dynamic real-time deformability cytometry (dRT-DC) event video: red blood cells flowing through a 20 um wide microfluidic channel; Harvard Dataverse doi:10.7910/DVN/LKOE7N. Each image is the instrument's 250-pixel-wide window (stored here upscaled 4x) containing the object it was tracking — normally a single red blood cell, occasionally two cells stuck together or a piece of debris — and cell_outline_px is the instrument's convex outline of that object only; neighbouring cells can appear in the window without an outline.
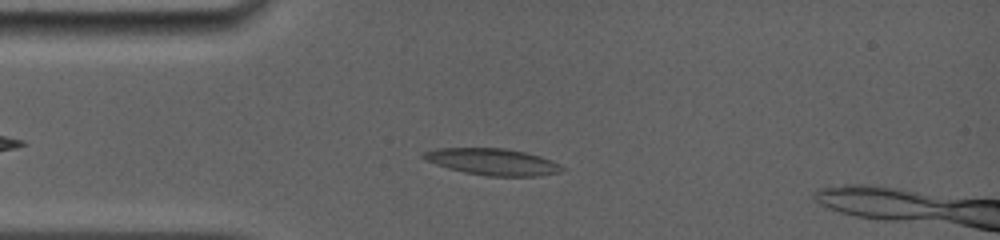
{"species": "common noctule bat (a hibernating species)", "species_latin": "Nyctalus noctula", "temperature_condition": "room temperature", "stored_images_in_passage": 30, "camera_frame_rate_fps": 5000, "um_per_image_px": 0.085, "animal": {"sex": "female", "body_mass_g": 19.0, "forearm_length_mm": 56.7}, "frame": {"image": 1, "passage_image": 7, "time_ms": 2.8, "image_size_px": [1000, 240], "cell_outline_px": [[568, 168], [564, 172], [536, 176], [484, 176], [464, 172], [448, 168], [436, 164], [420, 156], [420, 152], [436, 148], [504, 148], [524, 152], [540, 156], [552, 160]], "centroid_in_image_um": [41.91, 13.75], "position_along_channel_um": 43.1, "area_um2": 21.73}}
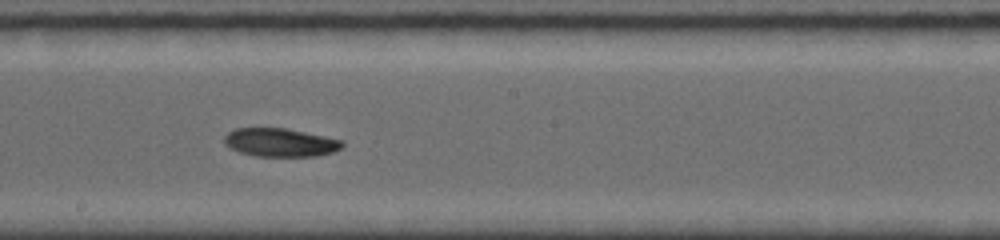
{"frame": {"image": 2, "passage_image": 19, "time_ms": 7.8, "image_size_px": [1000, 240], "cell_outline_px": [[344, 144], [340, 148], [332, 152], [316, 156], [256, 156], [240, 152], [228, 148], [224, 144], [224, 136], [228, 132], [236, 128], [284, 128], [344, 140]], "centroid_in_image_um": [23.79, 12.11], "position_along_channel_um": 224.4, "area_um2": 19.48}}
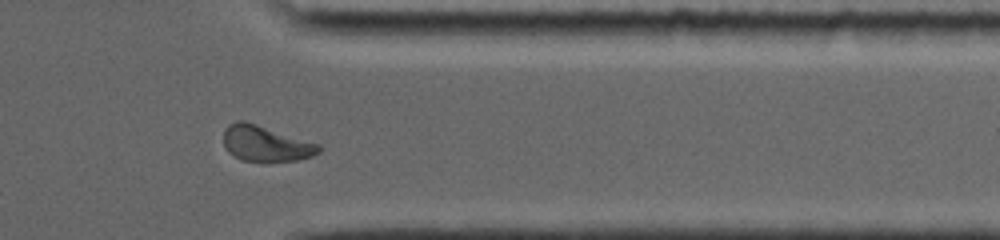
{"frame": {"image": 3, "passage_image": 28, "time_ms": 12.0, "image_size_px": [1000, 240], "cell_outline_px": [[320, 152], [312, 156], [296, 160], [260, 164], [240, 160], [228, 152], [224, 144], [224, 128], [228, 124], [236, 120], [244, 120], [320, 144]], "centroid_in_image_um": [22.56, 12.24], "position_along_channel_um": 388.8, "area_um2": 20.4}, "authors_computed_cell_mechanics": {"area_um2": 20.3456, "velocity_mm_per_s": 3.8993, "shape_relaxation_time_tau1_ms": 6.1856, "shape_relaxation_time_tau2_ms": null, "deformation_change_tau1": 0.1569, "deformation_change_tau2": null}}